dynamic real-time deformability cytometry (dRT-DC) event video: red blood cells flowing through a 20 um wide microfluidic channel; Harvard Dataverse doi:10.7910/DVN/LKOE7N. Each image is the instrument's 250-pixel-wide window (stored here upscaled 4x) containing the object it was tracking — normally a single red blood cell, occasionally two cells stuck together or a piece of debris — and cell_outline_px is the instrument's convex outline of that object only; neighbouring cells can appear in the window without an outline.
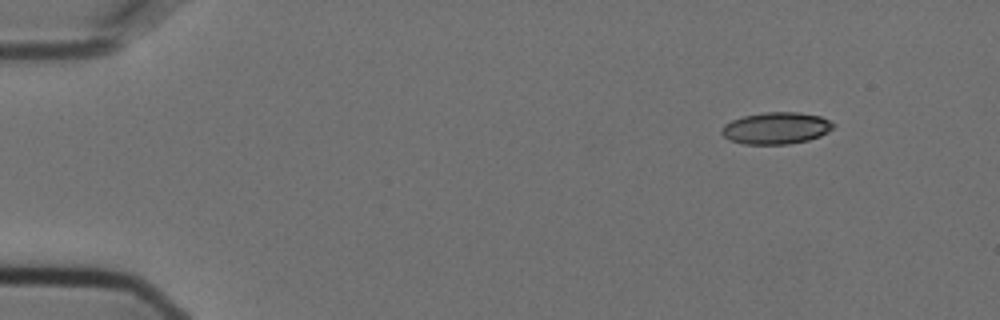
{"species": "Egyptian fruit bat (a non-hibernating species)", "species_latin": "Rousettus aegyptiacus", "temperature_condition": "cold", "stored_images_in_passage": 52, "camera_frame_rate_fps": 3000, "um_per_image_px": 0.085, "animal": {"sex": "female"}, "frame": {"image": 1, "passage_image": 1, "time_ms": 0.0, "image_size_px": [1000, 320], "cell_outline_px": [[836, 124], [828, 132], [820, 136], [808, 140], [788, 144], [744, 144], [728, 140], [720, 132], [724, 124], [732, 120], [744, 116], [764, 112], [796, 112], [820, 116]], "centroid_in_image_um": [65.96, 10.89], "position_along_channel_um": 19.0, "area_um2": 20.69}}
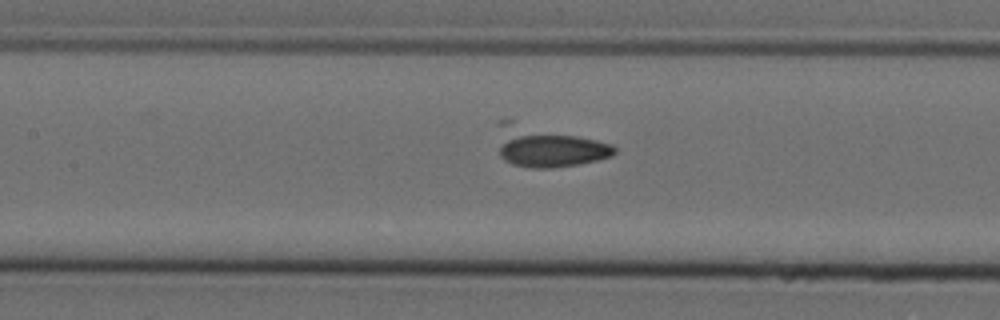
{"frame": {"image": 2, "passage_image": 21, "time_ms": 6.667, "image_size_px": [1000, 320], "cell_outline_px": [[616, 152], [612, 156], [596, 160], [576, 164], [552, 168], [528, 168], [512, 164], [504, 160], [500, 156], [500, 148], [508, 136], [576, 136], [596, 140], [612, 144], [616, 148]], "centroid_in_image_um": [47.03, 12.83], "position_along_channel_um": 160.4, "area_um2": 21.56}}
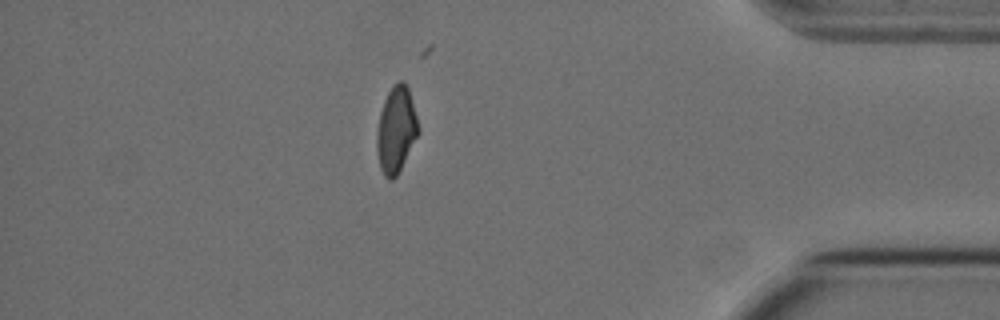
{"frame": {"image": 3, "passage_image": 44, "time_ms": 14.333, "image_size_px": [1000, 320], "cell_outline_px": [[420, 132], [396, 176], [392, 180], [388, 180], [384, 176], [380, 168], [376, 148], [376, 136], [380, 112], [384, 100], [392, 84], [400, 80], [404, 80], [408, 88], [420, 128]], "centroid_in_image_um": [33.67, 11.02], "position_along_channel_um": 401.5, "area_um2": 20.92}}